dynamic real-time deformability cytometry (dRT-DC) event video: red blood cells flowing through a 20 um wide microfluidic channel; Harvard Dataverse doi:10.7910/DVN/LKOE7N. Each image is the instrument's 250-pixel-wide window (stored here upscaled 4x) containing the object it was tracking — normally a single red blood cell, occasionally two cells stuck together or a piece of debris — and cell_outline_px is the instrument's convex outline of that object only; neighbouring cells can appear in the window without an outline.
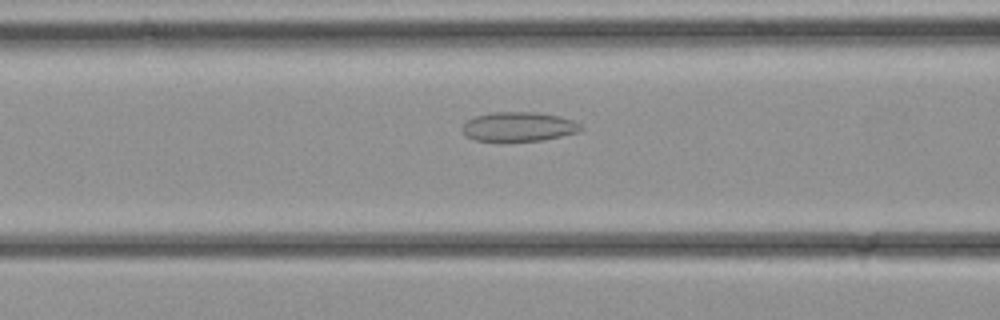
{"species": "common noctule bat (a hibernating species)", "species_latin": "Nyctalus noctula", "temperature_condition": "cold", "stored_images_in_passage": 8, "camera_frame_rate_fps": 3000, "um_per_image_px": 0.085, "animal": {"sex": "female", "body_mass_g": 21.9}, "frame": {"image": 1, "passage_image": 7, "time_ms": 2.0, "image_size_px": [1000, 320], "cell_outline_px": [[584, 128], [580, 132], [540, 140], [500, 144], [476, 140], [464, 136], [460, 128], [468, 120], [476, 116], [492, 112], [536, 112], [560, 116], [572, 120], [580, 124]], "centroid_in_image_um": [44.03, 10.81], "position_along_channel_um": 122.6, "area_um2": 21.04}}